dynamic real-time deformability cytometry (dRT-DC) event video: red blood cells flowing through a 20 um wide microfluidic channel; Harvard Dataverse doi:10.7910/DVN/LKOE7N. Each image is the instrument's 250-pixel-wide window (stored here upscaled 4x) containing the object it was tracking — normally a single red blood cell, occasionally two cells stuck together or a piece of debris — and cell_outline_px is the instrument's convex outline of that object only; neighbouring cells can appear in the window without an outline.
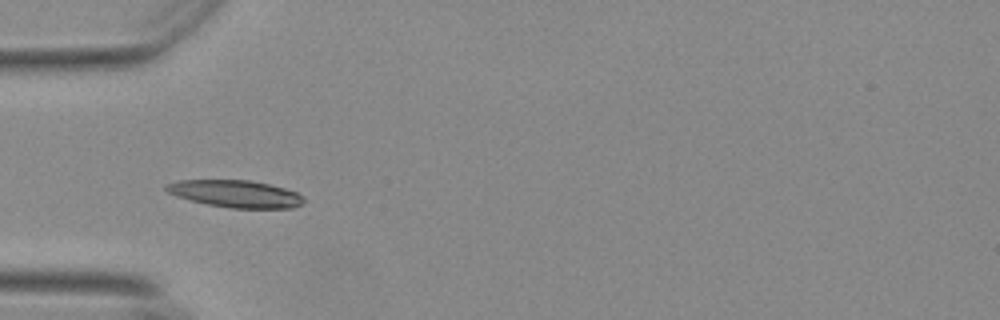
{"species": "Egyptian fruit bat (a non-hibernating species)", "species_latin": "Rousettus aegyptiacus", "temperature_condition": "warm", "stored_images_in_passage": 10, "camera_frame_rate_fps": 3000, "um_per_image_px": 0.085, "animal": {"sex": "female"}, "frame": {"image": 1, "passage_image": 4, "time_ms": 1.0, "image_size_px": [1000, 320], "cell_outline_px": [[304, 204], [292, 208], [232, 208], [208, 204], [176, 196], [168, 192], [164, 188], [164, 184], [180, 180], [248, 180], [268, 184], [284, 188], [296, 192], [304, 196]], "centroid_in_image_um": [20.04, 16.47], "position_along_channel_um": 65.0, "area_um2": 21.73}}
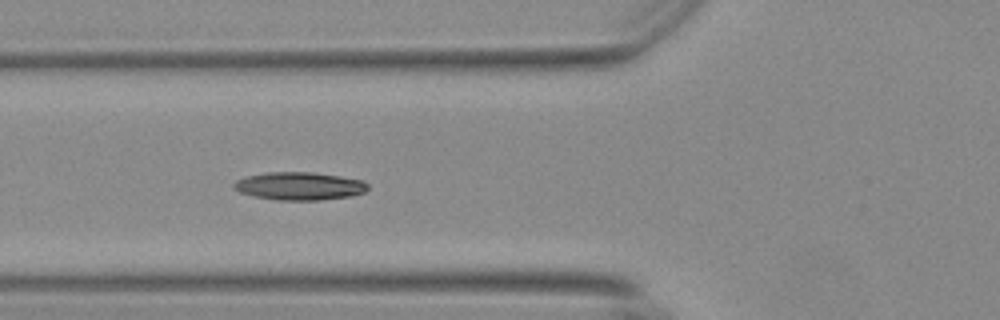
{"frame": {"image": 2, "passage_image": 7, "time_ms": 2.0, "image_size_px": [1000, 320], "cell_outline_px": [[368, 188], [364, 192], [352, 196], [320, 200], [276, 200], [252, 196], [240, 192], [232, 188], [232, 184], [236, 180], [248, 176], [268, 172], [312, 172], [340, 176], [360, 180], [368, 184]], "centroid_in_image_um": [25.42, 15.82], "position_along_channel_um": 100.4, "area_um2": 21.85}}